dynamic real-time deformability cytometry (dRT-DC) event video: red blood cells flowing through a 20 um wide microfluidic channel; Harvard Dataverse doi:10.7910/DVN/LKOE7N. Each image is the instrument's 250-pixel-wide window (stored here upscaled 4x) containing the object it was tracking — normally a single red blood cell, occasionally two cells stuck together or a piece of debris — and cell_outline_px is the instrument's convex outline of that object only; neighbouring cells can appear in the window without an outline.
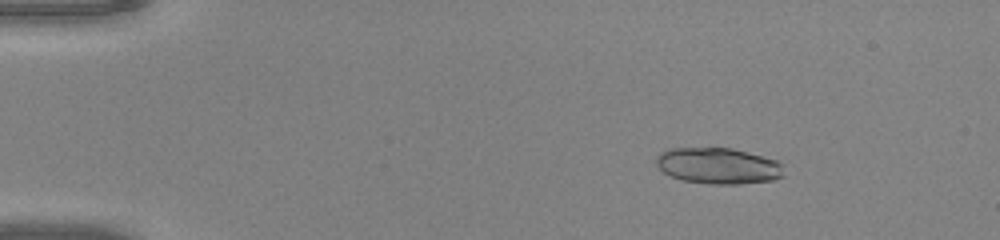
{"species": "common noctule bat (a hibernating species)", "species_latin": "Nyctalus noctula", "temperature_condition": "warm", "stored_images_in_passage": 50, "segment_of_instrument_passage": [1, 2], "camera_frame_rate_fps": 3000, "um_per_image_px": 0.085, "animal": {"sex": "male", "body_mass_g": 20.0, "forearm_length_mm": 53.3}, "frame": {"image": 1, "passage_image": 8, "time_ms": 2.333, "image_size_px": [1000, 240], "cell_outline_px": [[784, 176], [772, 180], [740, 184], [708, 184], [684, 180], [672, 176], [664, 172], [656, 164], [656, 156], [660, 152], [668, 148], [732, 148], [776, 160], [780, 164]], "centroid_in_image_um": [61.02, 14.09], "position_along_channel_um": 24.0, "area_um2": 26.7}}